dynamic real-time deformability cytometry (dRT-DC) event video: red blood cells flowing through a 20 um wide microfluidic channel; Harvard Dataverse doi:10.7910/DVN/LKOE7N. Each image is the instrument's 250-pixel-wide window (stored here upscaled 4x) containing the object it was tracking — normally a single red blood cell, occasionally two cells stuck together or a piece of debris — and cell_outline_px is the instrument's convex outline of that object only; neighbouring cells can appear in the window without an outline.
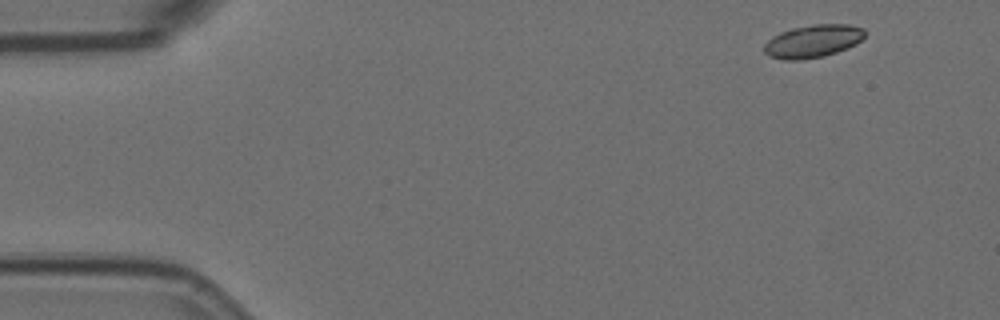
{"species": "Egyptian fruit bat (a non-hibernating species)", "species_latin": "Rousettus aegyptiacus", "temperature_condition": "room temperature", "stored_images_in_passage": 4, "segment_of_instrument_passage": [1, 2], "camera_frame_rate_fps": 3000, "um_per_image_px": 0.085, "animal": {"sex": "female"}, "frame": {"image": 1, "passage_image": 1, "time_ms": 0.0, "image_size_px": [1000, 320], "cell_outline_px": [[864, 36], [856, 44], [848, 48], [824, 56], [796, 60], [784, 60], [768, 56], [764, 52], [764, 44], [772, 36], [780, 32], [792, 28], [812, 24], [848, 24], [864, 28]], "centroid_in_image_um": [69.07, 3.49], "position_along_channel_um": 15.9, "area_um2": 19.31}}